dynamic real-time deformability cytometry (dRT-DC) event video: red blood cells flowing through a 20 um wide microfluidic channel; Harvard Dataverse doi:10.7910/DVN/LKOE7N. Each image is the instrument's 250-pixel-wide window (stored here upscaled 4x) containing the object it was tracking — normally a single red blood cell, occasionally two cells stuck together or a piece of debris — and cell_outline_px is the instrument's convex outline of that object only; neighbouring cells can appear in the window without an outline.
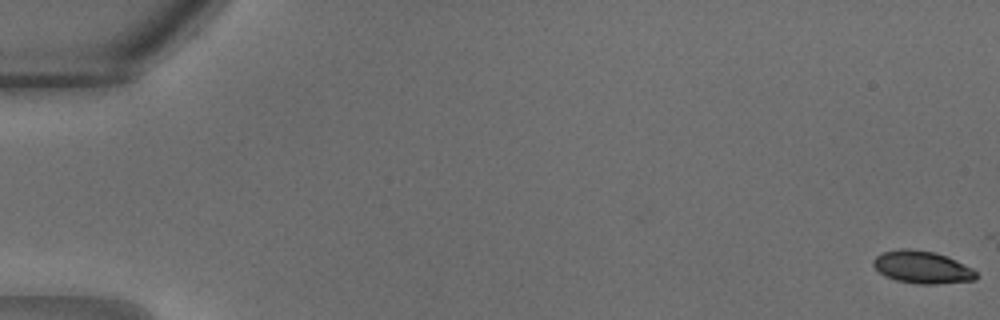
{"species": "common noctule bat (a hibernating species)", "species_latin": "Nyctalus noctula", "temperature_condition": "warm", "stored_images_in_passage": 29, "camera_frame_rate_fps": 3000, "um_per_image_px": 0.085, "animal": {"sex": "male", "body_mass_g": 18.8}, "frame": {"image": 1, "passage_image": 1, "time_ms": 0.0, "image_size_px": [1000, 320], "cell_outline_px": [[976, 280], [936, 284], [920, 284], [896, 280], [884, 276], [872, 264], [872, 260], [880, 252], [900, 248], [912, 248], [936, 252], [948, 256], [972, 268], [976, 272]], "centroid_in_image_um": [78.36, 22.69], "position_along_channel_um": 6.6, "area_um2": 19.71}}
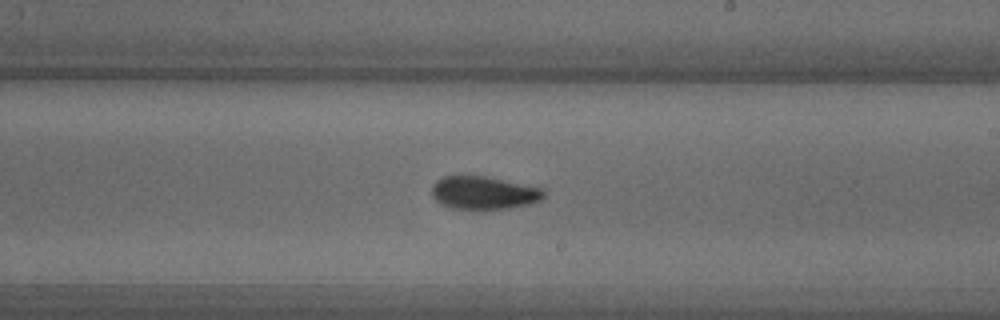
{"frame": {"image": 2, "passage_image": 20, "time_ms": 6.333, "image_size_px": [1000, 320], "cell_outline_px": [[544, 196], [540, 200], [532, 204], [508, 208], [452, 208], [440, 204], [432, 196], [432, 184], [436, 180], [444, 176], [484, 176], [544, 188]], "centroid_in_image_um": [41.12, 16.38], "position_along_channel_um": 247.9, "area_um2": 21.39}}
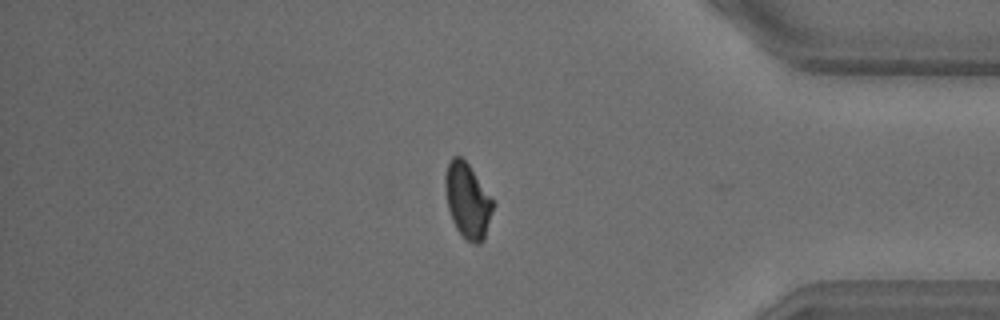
{"frame": {"image": 3, "passage_image": 28, "time_ms": 9.0, "image_size_px": [1000, 320], "cell_outline_px": [[492, 208], [484, 240], [480, 244], [472, 244], [456, 228], [452, 220], [448, 208], [444, 188], [444, 176], [448, 164], [452, 156], [460, 156], [468, 164], [492, 200]], "centroid_in_image_um": [39.69, 17.05], "position_along_channel_um": 395.5, "area_um2": 20.35}}